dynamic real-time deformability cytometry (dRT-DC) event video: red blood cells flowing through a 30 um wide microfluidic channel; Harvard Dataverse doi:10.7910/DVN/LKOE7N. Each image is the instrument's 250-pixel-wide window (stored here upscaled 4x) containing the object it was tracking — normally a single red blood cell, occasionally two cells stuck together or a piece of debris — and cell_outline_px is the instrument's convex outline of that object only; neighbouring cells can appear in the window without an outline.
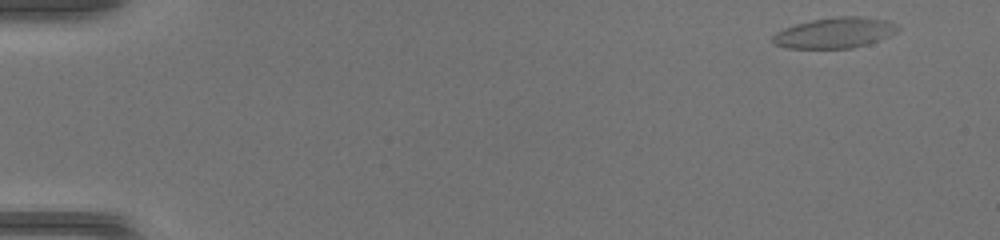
{"species": "common noctule bat (a hibernating species)", "species_latin": "Nyctalus noctula", "temperature_condition": "warm", "stored_images_in_passage": 46, "camera_frame_rate_fps": 3000, "um_per_image_px": 0.085, "animal": {"sex": "female", "body_mass_g": 17.0, "forearm_length_mm": 48.0}, "frame": {"image": 1, "passage_image": 1, "time_ms": 0.0, "image_size_px": [1000, 240], "cell_outline_px": [[900, 28], [896, 32], [888, 36], [868, 44], [852, 48], [788, 48], [772, 44], [772, 36], [776, 32], [784, 28], [796, 24], [812, 20], [840, 16], [860, 16], [888, 20], [896, 24]], "centroid_in_image_um": [70.95, 2.79], "position_along_channel_um": 14.1, "area_um2": 22.31}}
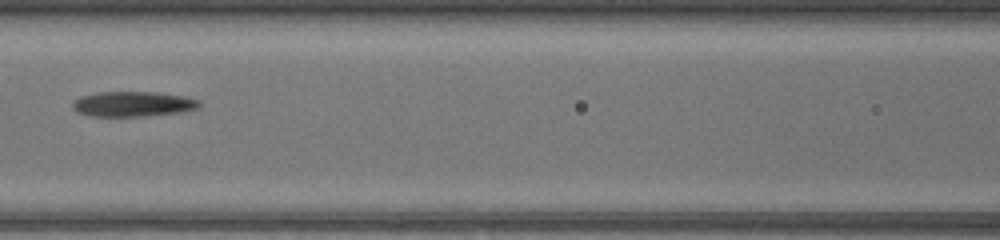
{"frame": {"image": 2, "passage_image": 21, "time_ms": 6.667, "image_size_px": [1000, 240], "cell_outline_px": [[200, 104], [196, 108], [176, 112], [144, 116], [92, 116], [76, 112], [72, 108], [72, 100], [96, 92], [156, 92], [184, 96], [200, 100]], "centroid_in_image_um": [11.24, 8.83], "position_along_channel_um": 155.4, "area_um2": 18.38}}
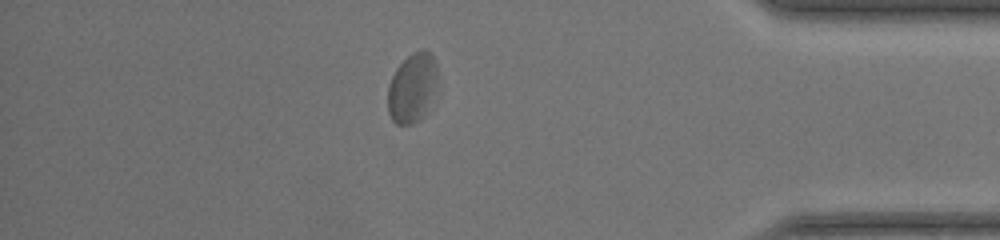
{"frame": {"image": 3, "passage_image": 40, "time_ms": 13.0, "image_size_px": [1000, 240], "cell_outline_px": [[436, 76], [424, 116], [420, 120], [412, 124], [396, 124], [392, 120], [388, 112], [388, 84], [396, 68], [412, 52], [424, 48], [432, 56], [436, 64]], "centroid_in_image_um": [34.98, 7.46], "position_along_channel_um": 400.2, "area_um2": 19.59}}